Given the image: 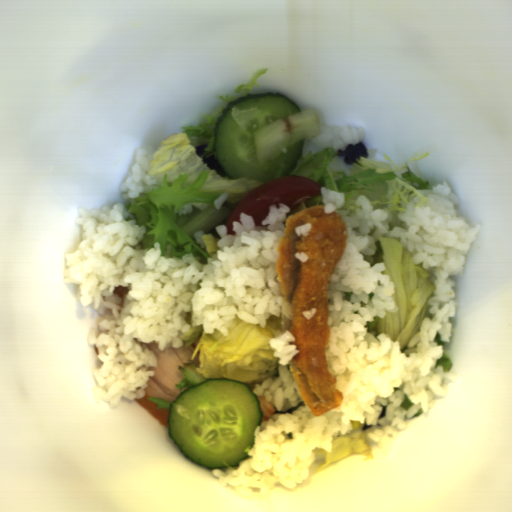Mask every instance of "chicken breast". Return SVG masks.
<instances>
[{
  "mask_svg": "<svg viewBox=\"0 0 512 512\" xmlns=\"http://www.w3.org/2000/svg\"><path fill=\"white\" fill-rule=\"evenodd\" d=\"M253 393V392H252ZM255 397L258 399L259 407L262 411V418L260 420V424L264 420H268L272 417V415L276 412V407L274 402H270L264 398V396H257L256 393H253Z\"/></svg>",
  "mask_w": 512,
  "mask_h": 512,
  "instance_id": "c9198e5e",
  "label": "chicken breast"
},
{
  "mask_svg": "<svg viewBox=\"0 0 512 512\" xmlns=\"http://www.w3.org/2000/svg\"><path fill=\"white\" fill-rule=\"evenodd\" d=\"M256 384H259L260 386H263L262 382H253L252 384H246V385H247V386L250 388V390L252 391V390L255 388Z\"/></svg>",
  "mask_w": 512,
  "mask_h": 512,
  "instance_id": "ea81aa3d",
  "label": "chicken breast"
},
{
  "mask_svg": "<svg viewBox=\"0 0 512 512\" xmlns=\"http://www.w3.org/2000/svg\"><path fill=\"white\" fill-rule=\"evenodd\" d=\"M197 341L196 339L191 345H186L182 341V347H173V343L170 341L163 350H160L159 342L152 341L146 345L155 355L157 366H148V371H153L154 375L149 376L146 381L148 386L145 387L144 396L134 400L167 429H169V409H157L158 404L148 398H157L172 403L173 399L181 393L180 389L175 387L183 379L179 366L191 361V354Z\"/></svg>",
  "mask_w": 512,
  "mask_h": 512,
  "instance_id": "cb542c10",
  "label": "chicken breast"
}]
</instances>
